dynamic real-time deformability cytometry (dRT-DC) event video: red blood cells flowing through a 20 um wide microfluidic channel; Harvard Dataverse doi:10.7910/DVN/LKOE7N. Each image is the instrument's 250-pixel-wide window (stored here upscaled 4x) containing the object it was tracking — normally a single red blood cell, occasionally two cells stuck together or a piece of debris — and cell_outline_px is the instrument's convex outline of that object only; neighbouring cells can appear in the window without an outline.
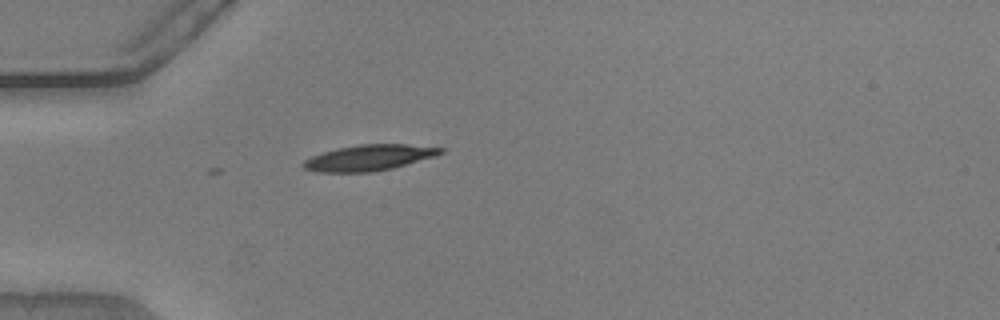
{"species": "common noctule bat (a hibernating species)", "species_latin": "Nyctalus noctula", "temperature_condition": "warm", "stored_images_in_passage": 13, "camera_frame_rate_fps": 3000, "um_per_image_px": 0.085, "animal": {"sex": "male", "body_mass_g": 20.5, "forearm_length_mm": 52.5}, "frame": {"image": 1, "passage_image": 1, "time_ms": 0.0, "image_size_px": [1000, 320], "cell_outline_px": [[444, 152], [436, 156], [392, 168], [372, 172], [316, 172], [304, 168], [300, 164], [304, 160], [312, 156], [336, 148], [360, 144], [408, 144], [444, 148]], "centroid_in_image_um": [31.36, 13.4], "position_along_channel_um": 53.6, "area_um2": 20.69}}
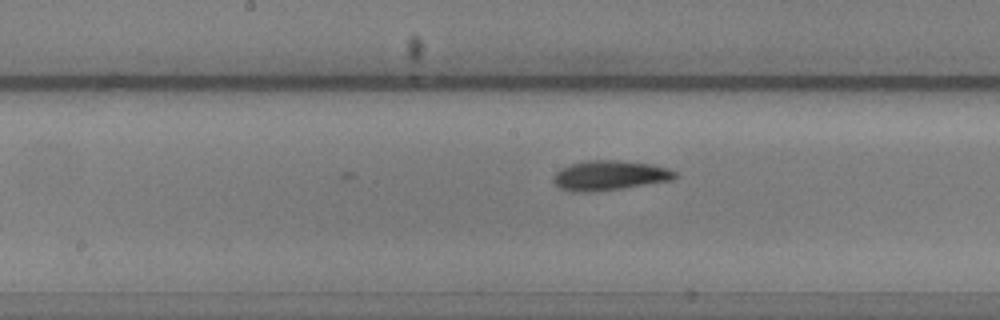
{"frame": {"image": 2, "passage_image": 13, "time_ms": 4.0, "image_size_px": [1000, 320], "cell_outline_px": [[676, 176], [672, 180], [620, 188], [592, 192], [568, 192], [560, 188], [552, 180], [556, 172], [560, 168], [584, 160], [616, 160], [652, 164], [668, 168], [676, 172]], "centroid_in_image_um": [51.77, 14.91], "position_along_channel_um": 196.4, "area_um2": 21.04}}